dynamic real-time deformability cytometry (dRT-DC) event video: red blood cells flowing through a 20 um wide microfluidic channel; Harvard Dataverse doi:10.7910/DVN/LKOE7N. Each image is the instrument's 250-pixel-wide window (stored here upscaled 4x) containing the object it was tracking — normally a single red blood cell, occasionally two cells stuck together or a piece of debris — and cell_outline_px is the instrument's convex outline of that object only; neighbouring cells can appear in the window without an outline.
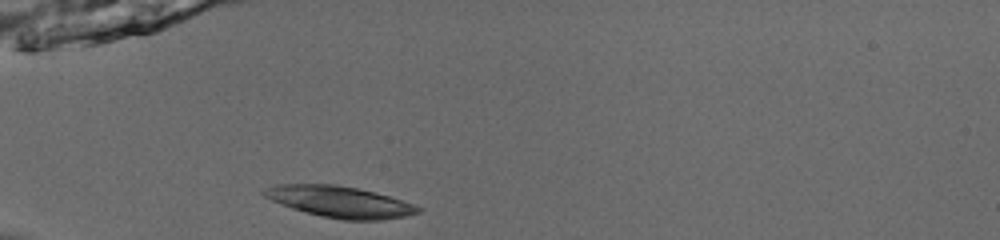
{"species": "common noctule bat (a hibernating species)", "species_latin": "Nyctalus noctula", "temperature_condition": "room temperature", "stored_images_in_passage": 36, "camera_frame_rate_fps": 3000, "um_per_image_px": 0.085, "animal": {"sex": "male", "body_mass_g": 13.0, "forearm_length_mm": 53.1}, "frame": {"image": 1, "passage_image": 1, "time_ms": 0.0, "image_size_px": [1000, 240], "cell_outline_px": [[424, 208], [420, 212], [408, 216], [380, 220], [344, 220], [320, 216], [292, 208], [280, 204], [264, 196], [260, 192], [264, 188], [276, 184], [336, 184], [376, 192]], "centroid_in_image_um": [28.87, 17.15], "position_along_channel_um": 56.1, "area_um2": 28.15}}
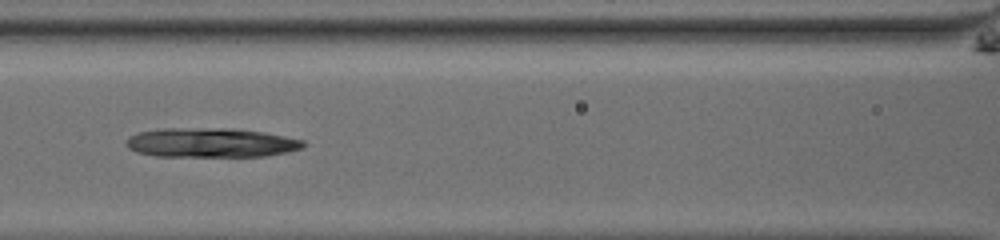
{"frame": {"image": 2, "passage_image": 9, "time_ms": 2.667, "image_size_px": [1000, 240], "cell_outline_px": [[308, 144], [304, 148], [288, 152], [268, 156], [156, 156], [136, 152], [128, 148], [124, 144], [124, 140], [128, 136], [140, 132], [160, 128], [232, 128], [264, 132], [304, 140]], "centroid_in_image_um": [17.93, 12.12], "position_along_channel_um": 148.7, "area_um2": 30.75}}
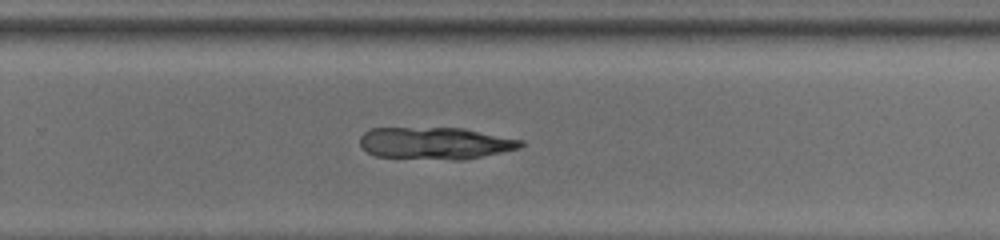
{"frame": {"image": 3, "passage_image": 20, "time_ms": 6.333, "image_size_px": [1000, 240], "cell_outline_px": [[524, 144], [520, 148], [464, 160], [452, 160], [376, 156], [368, 152], [360, 144], [360, 136], [368, 128], [464, 128], [524, 140]], "centroid_in_image_um": [37.02, 12.17], "position_along_channel_um": 292.8, "area_um2": 30.11}}